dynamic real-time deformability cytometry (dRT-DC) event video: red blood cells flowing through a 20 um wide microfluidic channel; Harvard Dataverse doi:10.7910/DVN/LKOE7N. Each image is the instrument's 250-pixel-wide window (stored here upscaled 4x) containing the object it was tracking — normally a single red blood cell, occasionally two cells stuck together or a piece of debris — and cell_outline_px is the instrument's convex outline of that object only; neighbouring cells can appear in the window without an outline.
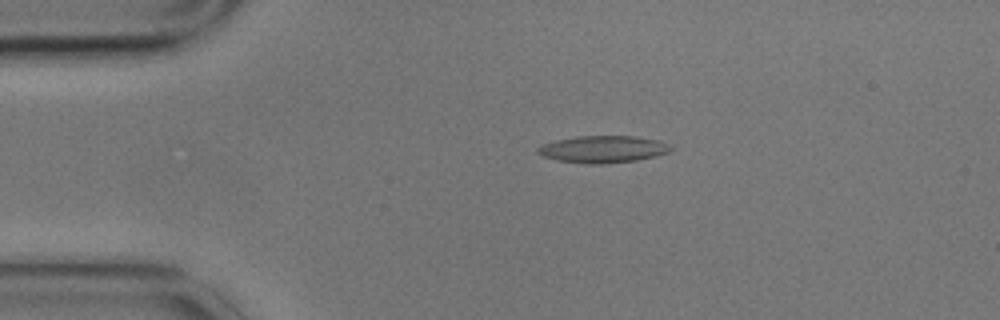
{"species": "common noctule bat (a hibernating species)", "species_latin": "Nyctalus noctula", "temperature_condition": "cold", "stored_images_in_passage": 9, "camera_frame_rate_fps": 3000, "um_per_image_px": 0.085, "animal": {"sex": "male", "body_mass_g": 17.9}, "frame": {"image": 1, "passage_image": 2, "time_ms": 0.333, "image_size_px": [1000, 320], "cell_outline_px": [[672, 148], [668, 152], [656, 156], [636, 160], [600, 164], [588, 164], [556, 160], [544, 156], [536, 152], [536, 148], [544, 144], [556, 140], [576, 136], [636, 136], [660, 140], [668, 144]], "centroid_in_image_um": [51.25, 12.68], "position_along_channel_um": 33.7, "area_um2": 20.92}}
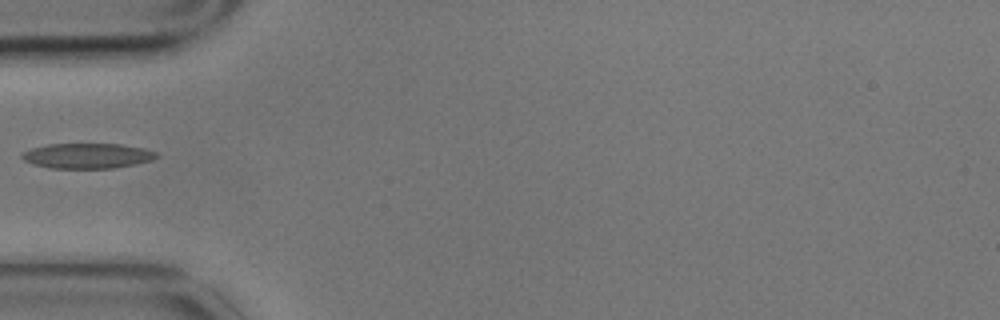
{"frame": {"image": 2, "passage_image": 4, "time_ms": 1.0, "image_size_px": [1000, 320], "cell_outline_px": [[160, 156], [152, 160], [116, 168], [48, 168], [32, 164], [24, 160], [20, 156], [20, 152], [32, 148], [48, 144], [120, 144], [144, 148], [156, 152]], "centroid_in_image_um": [7.4, 13.24], "position_along_channel_um": 77.6, "area_um2": 19.88}}